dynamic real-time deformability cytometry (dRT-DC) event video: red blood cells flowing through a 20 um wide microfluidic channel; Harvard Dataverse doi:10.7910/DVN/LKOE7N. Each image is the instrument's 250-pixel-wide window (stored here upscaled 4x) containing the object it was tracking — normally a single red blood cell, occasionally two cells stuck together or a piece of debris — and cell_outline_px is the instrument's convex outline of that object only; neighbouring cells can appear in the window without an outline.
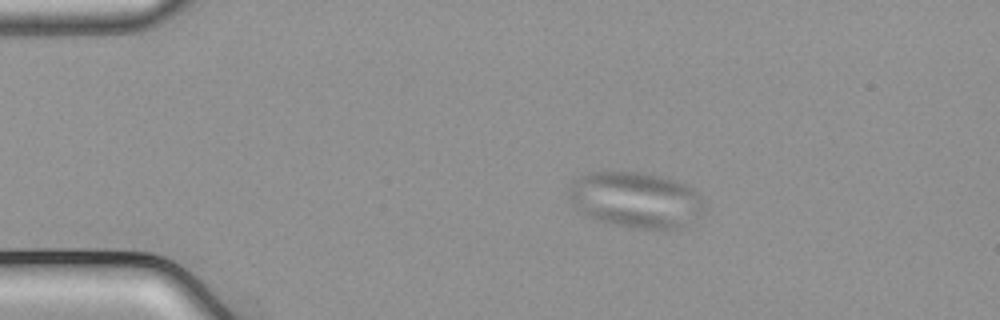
{"species": "common noctule bat (a hibernating species)", "species_latin": "Nyctalus noctula", "temperature_condition": "cold", "stored_images_in_passage": 55, "camera_frame_rate_fps": 3000, "um_per_image_px": 0.085, "animal": {"sex": "male", "body_mass_g": 21.5, "forearm_length_mm": 52.0}, "frame": {"image": 1, "passage_image": 11, "time_ms": 3.333, "image_size_px": [1000, 320], "cell_outline_px": [[708, 208], [692, 224], [680, 228], [632, 228], [612, 224], [596, 220], [588, 216], [572, 204], [568, 196], [568, 188], [572, 180], [588, 172], [640, 172], [672, 180], [684, 184], [700, 196]], "centroid_in_image_um": [54.04, 17.0], "position_along_channel_um": 31.0, "area_um2": 44.22}}
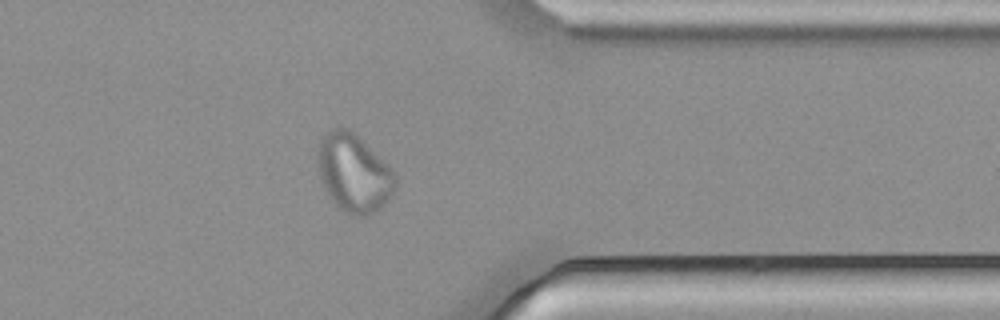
{"frame": {"image": 2, "passage_image": 44, "time_ms": 14.333, "image_size_px": [1000, 320], "cell_outline_px": [[396, 188], [388, 200], [376, 212], [364, 216], [348, 216], [328, 196], [320, 180], [316, 160], [320, 140], [332, 128], [348, 128], [388, 164], [396, 172]], "centroid_in_image_um": [30.07, 14.74], "position_along_channel_um": 381.3, "area_um2": 35.49}}
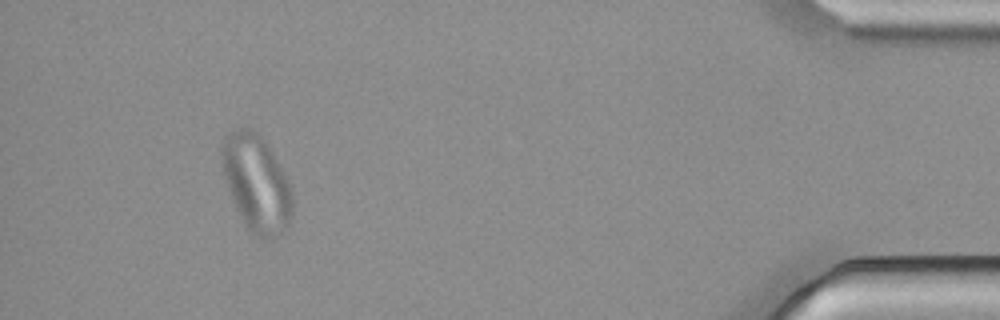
{"frame": {"image": 3, "passage_image": 51, "time_ms": 16.667, "image_size_px": [1000, 320], "cell_outline_px": [[292, 216], [288, 224], [276, 236], [268, 240], [256, 236], [248, 232], [236, 208], [224, 176], [220, 152], [220, 148], [224, 136], [236, 128], [248, 128], [256, 132], [264, 140], [288, 180], [292, 192]], "centroid_in_image_um": [21.78, 15.58], "position_along_channel_um": 413.4, "area_um2": 39.54}}